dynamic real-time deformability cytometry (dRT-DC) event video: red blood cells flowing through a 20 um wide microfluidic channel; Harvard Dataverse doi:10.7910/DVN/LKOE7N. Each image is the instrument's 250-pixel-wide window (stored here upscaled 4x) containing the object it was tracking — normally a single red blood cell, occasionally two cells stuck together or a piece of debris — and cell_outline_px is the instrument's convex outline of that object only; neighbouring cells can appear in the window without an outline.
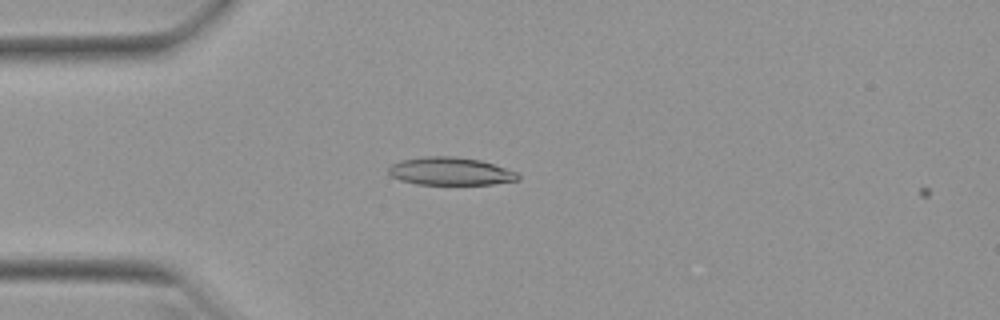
{"species": "Egyptian fruit bat (a non-hibernating species)", "species_latin": "Rousettus aegyptiacus", "temperature_condition": "warm", "stored_images_in_passage": 3, "camera_frame_rate_fps": 3000, "um_per_image_px": 0.085, "animal": {"sex": "female"}, "frame": {"image": 1, "passage_image": 2, "time_ms": 0.333, "image_size_px": [1000, 320], "cell_outline_px": [[520, 180], [492, 184], [416, 184], [400, 180], [392, 176], [388, 172], [388, 168], [392, 164], [400, 160], [424, 156], [456, 156], [480, 160], [516, 172], [520, 176]], "centroid_in_image_um": [38.26, 14.55], "position_along_channel_um": 46.7, "area_um2": 20.98}}